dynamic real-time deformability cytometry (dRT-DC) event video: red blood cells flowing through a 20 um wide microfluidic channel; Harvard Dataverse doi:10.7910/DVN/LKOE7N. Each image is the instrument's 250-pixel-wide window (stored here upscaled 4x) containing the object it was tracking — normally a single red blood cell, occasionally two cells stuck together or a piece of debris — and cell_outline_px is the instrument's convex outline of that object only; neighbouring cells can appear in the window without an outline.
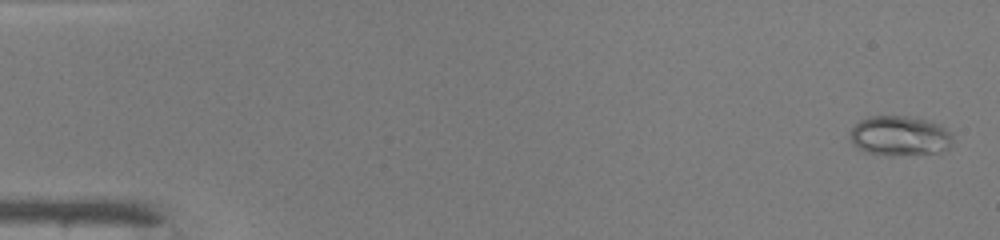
{"species": "common noctule bat (a hibernating species)", "species_latin": "Nyctalus noctula", "temperature_condition": "warm", "stored_images_in_passage": 49, "camera_frame_rate_fps": 3000, "um_per_image_px": 0.085, "animal": {"sex": "male", "body_mass_g": 19.0, "forearm_length_mm": 50.8}, "frame": {"image": 1, "passage_image": 2, "time_ms": 0.333, "image_size_px": [1000, 240], "cell_outline_px": [[952, 144], [948, 148], [936, 152], [868, 152], [856, 148], [852, 144], [848, 136], [848, 132], [860, 120], [868, 116], [904, 116], [928, 120], [940, 124], [952, 132]], "centroid_in_image_um": [76.45, 11.48], "position_along_channel_um": 8.5, "area_um2": 23.12}}
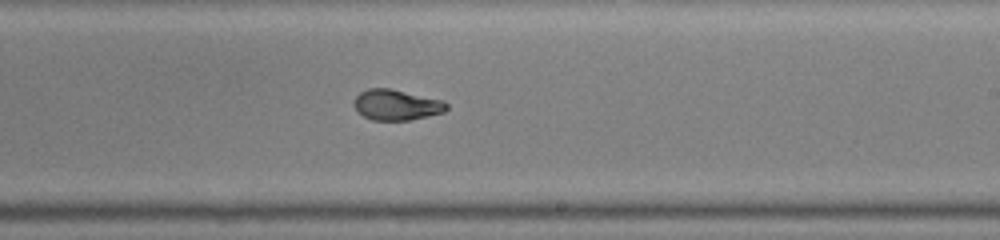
{"frame": {"image": 2, "passage_image": 30, "time_ms": 9.667, "image_size_px": [1000, 240], "cell_outline_px": [[448, 108], [444, 112], [428, 116], [408, 120], [372, 120], [356, 112], [352, 104], [352, 100], [360, 92], [368, 88], [388, 88], [444, 100], [448, 104]], "centroid_in_image_um": [33.66, 8.91], "position_along_channel_um": 255.3, "area_um2": 16.7}}
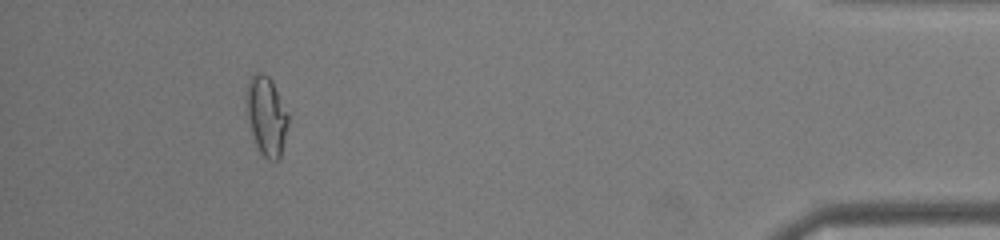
{"frame": {"image": 3, "passage_image": 45, "time_ms": 14.667, "image_size_px": [1000, 240], "cell_outline_px": [[288, 124], [280, 156], [276, 160], [268, 160], [260, 152], [256, 144], [252, 132], [248, 116], [244, 92], [248, 80], [256, 72], [260, 72], [268, 76], [272, 80], [288, 112]], "centroid_in_image_um": [22.63, 9.8], "position_along_channel_um": 412.6, "area_um2": 19.19}, "authors_computed_cell_mechanics": {"area_um2": 17.7446, "velocity_mm_per_s": 4.2495, "shape_relaxation_time_tau1_ms": 10.8378, "shape_relaxation_time_tau2_ms": 1.009, "deformation_change_tau1": 0.3356, "deformation_change_tau2": 0.0499}}